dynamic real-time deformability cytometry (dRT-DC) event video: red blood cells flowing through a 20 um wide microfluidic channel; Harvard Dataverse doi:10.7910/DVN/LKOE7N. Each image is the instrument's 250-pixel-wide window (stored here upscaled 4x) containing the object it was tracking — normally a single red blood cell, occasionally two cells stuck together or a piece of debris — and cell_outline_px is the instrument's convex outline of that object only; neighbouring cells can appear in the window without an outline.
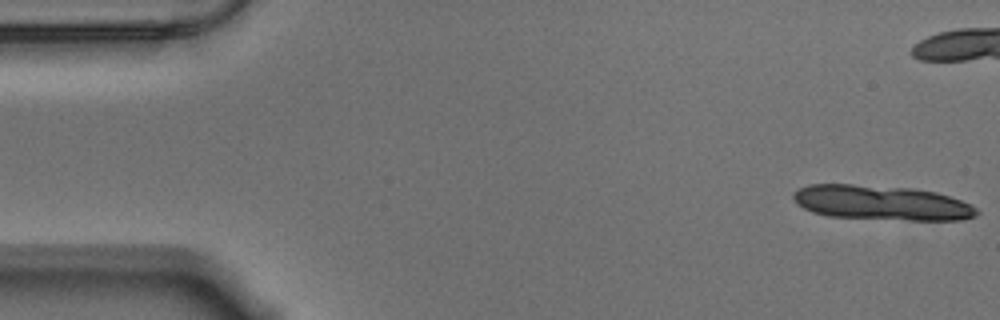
{"species": "Egyptian fruit bat (a non-hibernating species)", "species_latin": "Rousettus aegyptiacus", "temperature_condition": "warm", "stored_images_in_passage": 12, "camera_frame_rate_fps": 3000, "um_per_image_px": 0.085, "animal": {"sex": "male"}, "frame": {"image": 1, "passage_image": 1, "time_ms": 0.0, "image_size_px": [1000, 320], "cell_outline_px": [[980, 212], [976, 216], [964, 220], [912, 220], [828, 216], [812, 212], [796, 204], [792, 196], [792, 192], [808, 184], [852, 184], [912, 188], [936, 192], [960, 200], [976, 208]], "centroid_in_image_um": [74.91, 17.23], "position_along_channel_um": 10.1, "area_um2": 37.17}}